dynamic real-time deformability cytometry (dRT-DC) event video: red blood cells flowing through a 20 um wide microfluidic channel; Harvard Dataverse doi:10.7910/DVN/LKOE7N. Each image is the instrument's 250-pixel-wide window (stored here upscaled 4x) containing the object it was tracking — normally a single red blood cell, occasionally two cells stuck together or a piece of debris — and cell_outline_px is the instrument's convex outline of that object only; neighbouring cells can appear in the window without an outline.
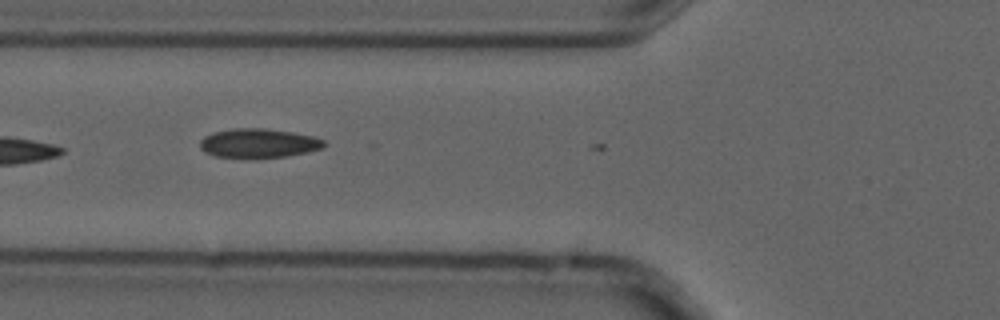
{"species": "common noctule bat (a hibernating species)", "species_latin": "Nyctalus noctula", "temperature_condition": "cold", "stored_images_in_passage": 6, "camera_frame_rate_fps": 3000, "um_per_image_px": 0.085, "animal": {"sex": "male", "forearm_length_mm": 52.5}, "frame": {"image": 1, "passage_image": 5, "time_ms": 1.333, "image_size_px": [1000, 320], "cell_outline_px": [[328, 144], [324, 148], [308, 152], [288, 156], [252, 160], [216, 156], [204, 152], [200, 148], [200, 140], [204, 136], [212, 132], [232, 128], [264, 128], [292, 132], [312, 136], [324, 140]], "centroid_in_image_um": [21.97, 12.2], "position_along_channel_um": 103.8, "area_um2": 21.85}}